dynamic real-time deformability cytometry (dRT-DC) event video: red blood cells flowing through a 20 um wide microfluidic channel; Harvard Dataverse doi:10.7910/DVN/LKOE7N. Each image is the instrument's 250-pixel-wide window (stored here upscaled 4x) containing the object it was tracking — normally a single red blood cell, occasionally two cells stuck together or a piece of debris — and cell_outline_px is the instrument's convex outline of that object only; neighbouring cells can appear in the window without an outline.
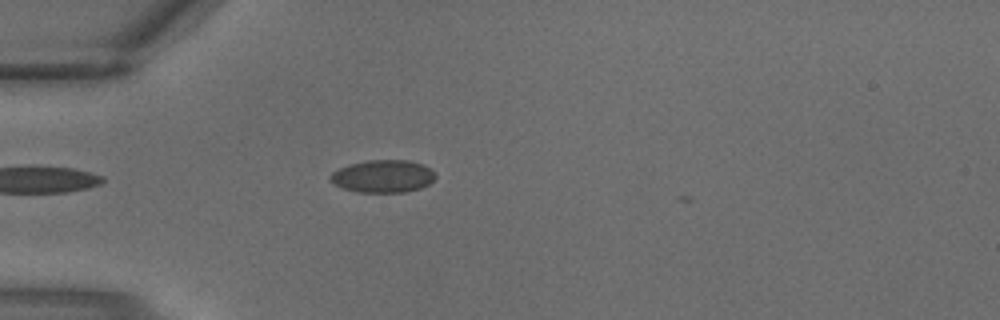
{"species": "common noctule bat (a hibernating species)", "species_latin": "Nyctalus noctula", "temperature_condition": "warm", "stored_images_in_passage": 3, "camera_frame_rate_fps": 3000, "um_per_image_px": 0.085, "animal": {"sex": "male", "body_mass_g": 18.8}, "frame": {"image": 1, "passage_image": 3, "time_ms": 0.667, "image_size_px": [1000, 320], "cell_outline_px": [[436, 176], [428, 184], [420, 188], [404, 192], [356, 192], [344, 188], [328, 180], [328, 176], [332, 172], [348, 164], [368, 160], [408, 160], [424, 164]], "centroid_in_image_um": [32.51, 14.97], "position_along_channel_um": 52.5, "area_um2": 19.88}}